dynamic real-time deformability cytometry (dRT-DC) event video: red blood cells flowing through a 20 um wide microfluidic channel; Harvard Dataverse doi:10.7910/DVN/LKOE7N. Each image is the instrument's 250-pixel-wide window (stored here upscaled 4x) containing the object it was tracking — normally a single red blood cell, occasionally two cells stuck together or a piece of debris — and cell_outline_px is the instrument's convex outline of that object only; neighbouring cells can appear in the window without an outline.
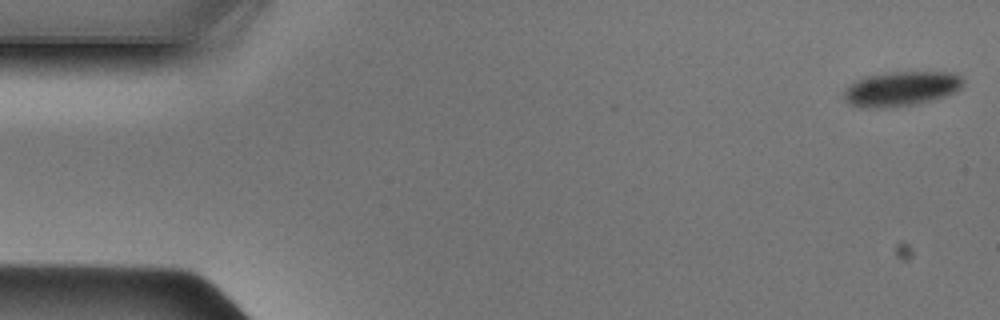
{"species": "Egyptian fruit bat (a non-hibernating species)", "species_latin": "Rousettus aegyptiacus", "temperature_condition": "cold", "stored_images_in_passage": 48, "camera_frame_rate_fps": 3000, "um_per_image_px": 0.085, "animal": {"sex": "male"}, "frame": {"image": 1, "passage_image": 1, "time_ms": 0.0, "image_size_px": [1000, 320], "cell_outline_px": [[964, 84], [956, 92], [944, 96], [912, 104], [884, 108], [860, 108], [848, 104], [844, 100], [844, 92], [856, 80], [868, 76], [888, 72], [956, 72], [964, 80]], "centroid_in_image_um": [76.6, 7.54], "position_along_channel_um": 8.4, "area_um2": 23.99}}
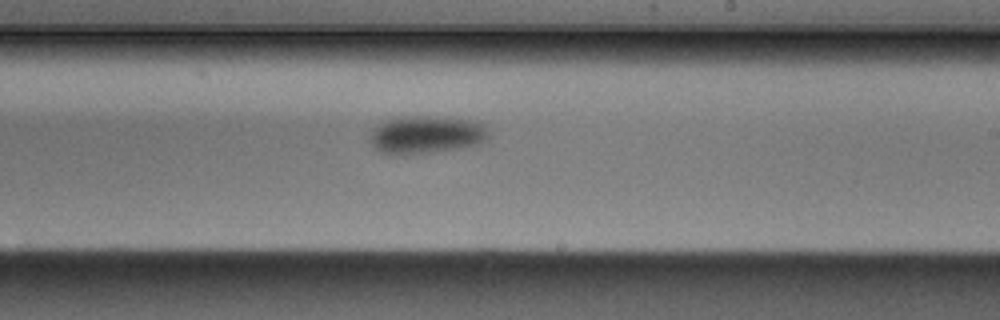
{"frame": {"image": 2, "passage_image": 28, "time_ms": 9.0, "image_size_px": [1000, 320], "cell_outline_px": [[488, 136], [484, 140], [476, 144], [456, 148], [428, 152], [380, 152], [372, 144], [372, 132], [384, 120], [396, 116], [444, 116], [476, 120], [488, 132]], "centroid_in_image_um": [36.26, 11.38], "position_along_channel_um": 252.7, "area_um2": 25.32}}
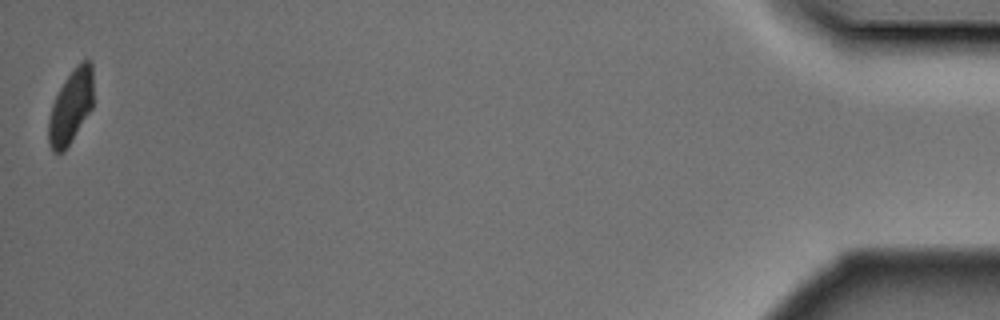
{"frame": {"image": 3, "passage_image": 48, "time_ms": 15.667, "image_size_px": [1000, 320], "cell_outline_px": [[92, 108], [64, 152], [52, 152], [48, 144], [48, 120], [52, 104], [60, 88], [68, 76], [84, 60], [92, 60]], "centroid_in_image_um": [6.0, 9.12], "position_along_channel_um": 429.2, "area_um2": 18.9}}